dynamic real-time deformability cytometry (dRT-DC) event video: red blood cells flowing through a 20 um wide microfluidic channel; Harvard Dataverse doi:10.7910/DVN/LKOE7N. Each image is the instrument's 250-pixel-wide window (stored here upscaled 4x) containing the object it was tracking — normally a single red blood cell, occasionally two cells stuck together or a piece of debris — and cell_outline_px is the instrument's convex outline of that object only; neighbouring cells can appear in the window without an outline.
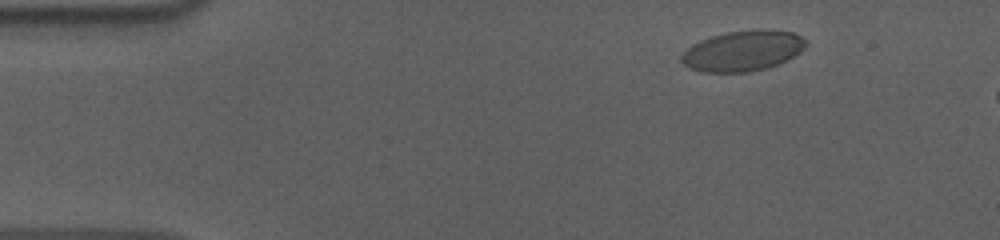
{"species": "human", "species_latin": "Homo sapiens", "temperature_condition": "cold", "stored_images_in_passage": 13, "camera_frame_rate_fps": 3000, "um_per_image_px": 0.085, "donor": {"sex": "male"}, "frame": {"image": 1, "passage_image": 6, "time_ms": 1.667, "image_size_px": [1000, 240], "cell_outline_px": [[808, 44], [800, 52], [788, 60], [768, 68], [748, 72], [700, 72], [688, 68], [680, 60], [680, 56], [692, 44], [700, 40], [712, 36], [728, 32], [756, 28], [764, 28], [792, 32], [800, 36]], "centroid_in_image_um": [63.14, 4.32], "position_along_channel_um": 21.9, "area_um2": 29.71}}